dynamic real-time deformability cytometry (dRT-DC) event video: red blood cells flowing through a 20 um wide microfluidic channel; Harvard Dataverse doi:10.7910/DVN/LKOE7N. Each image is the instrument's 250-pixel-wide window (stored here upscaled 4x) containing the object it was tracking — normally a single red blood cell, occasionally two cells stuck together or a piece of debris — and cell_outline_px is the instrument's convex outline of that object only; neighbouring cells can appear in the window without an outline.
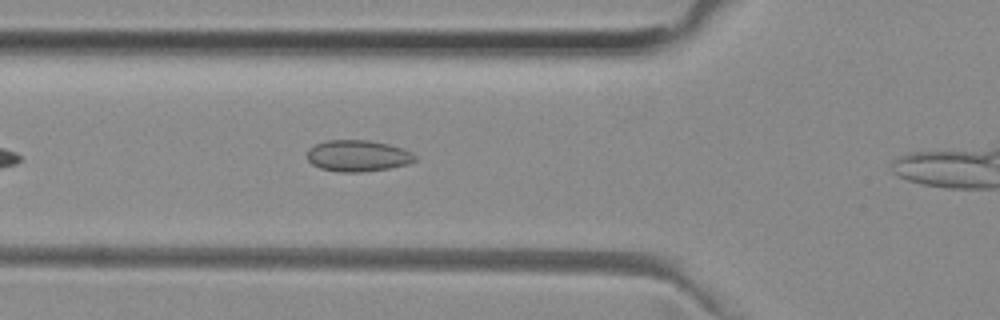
{"species": "common noctule bat (a hibernating species)", "species_latin": "Nyctalus noctula", "temperature_condition": "room temperature", "stored_images_in_passage": 32, "camera_frame_rate_fps": 3000, "um_per_image_px": 0.085, "animal": {"sex": "female", "body_mass_g": 29.2, "forearm_length_mm": 56.3}, "frame": {"image": 1, "passage_image": 8, "time_ms": 2.333, "image_size_px": [1000, 320], "cell_outline_px": [[416, 160], [408, 164], [388, 168], [364, 172], [340, 172], [320, 168], [312, 164], [308, 160], [308, 148], [324, 140], [368, 140], [388, 144], [404, 148], [412, 152], [416, 156]], "centroid_in_image_um": [30.42, 13.24], "position_along_channel_um": 95.4, "area_um2": 19.83}}
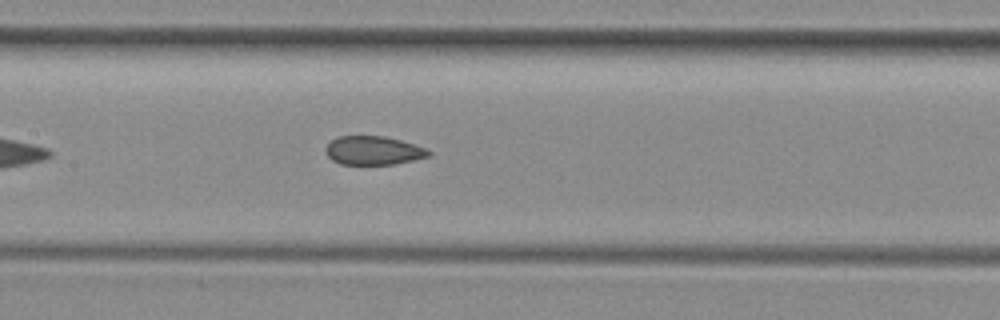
{"frame": {"image": 2, "passage_image": 14, "time_ms": 4.333, "image_size_px": [1000, 320], "cell_outline_px": [[432, 156], [392, 164], [340, 164], [332, 160], [324, 152], [324, 148], [336, 136], [384, 136], [400, 140], [424, 148], [432, 152]], "centroid_in_image_um": [31.7, 12.79], "position_along_channel_um": 175.7, "area_um2": 17.17}}
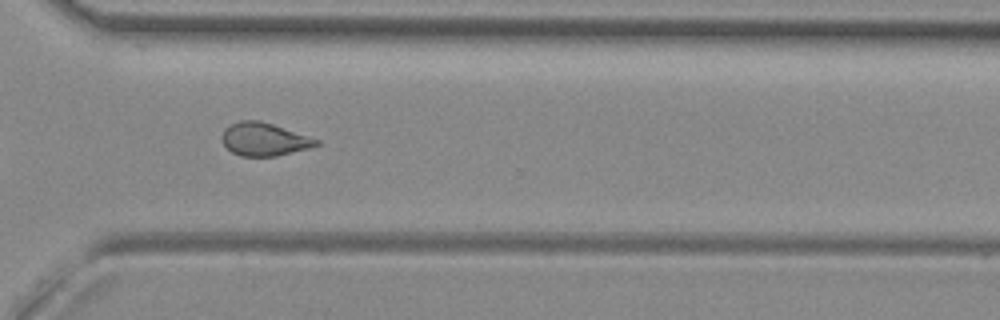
{"frame": {"image": 3, "passage_image": 27, "time_ms": 8.667, "image_size_px": [1000, 320], "cell_outline_px": [[320, 144], [308, 148], [276, 156], [240, 156], [232, 152], [224, 144], [220, 136], [224, 128], [240, 120], [260, 120], [320, 140]], "centroid_in_image_um": [22.42, 11.83], "position_along_channel_um": 348.2, "area_um2": 18.03}}